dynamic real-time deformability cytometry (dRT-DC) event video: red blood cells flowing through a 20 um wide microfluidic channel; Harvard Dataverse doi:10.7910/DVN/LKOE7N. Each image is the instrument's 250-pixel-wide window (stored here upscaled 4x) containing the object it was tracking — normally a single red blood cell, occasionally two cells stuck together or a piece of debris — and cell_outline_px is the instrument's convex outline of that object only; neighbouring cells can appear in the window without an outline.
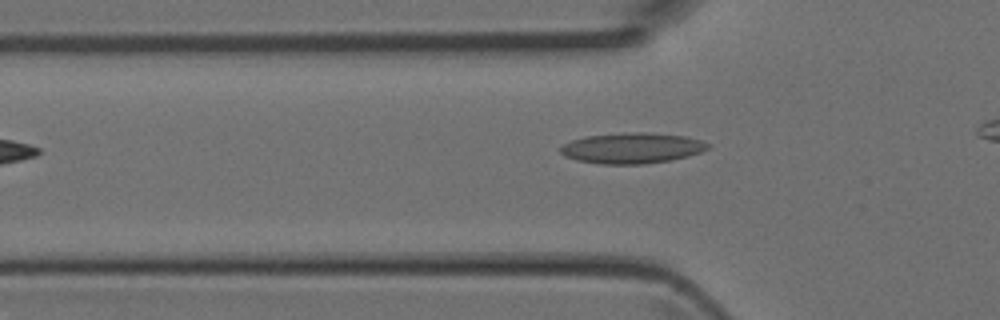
{"species": "Egyptian fruit bat (a non-hibernating species)", "species_latin": "Rousettus aegyptiacus", "temperature_condition": "room temperature", "stored_images_in_passage": 5, "camera_frame_rate_fps": 3000, "um_per_image_px": 0.085, "animal": {"sex": "female"}, "frame": {"image": 1, "passage_image": 3, "time_ms": 0.667, "image_size_px": [1000, 320], "cell_outline_px": [[712, 144], [708, 148], [700, 152], [688, 156], [672, 160], [644, 164], [600, 164], [576, 160], [564, 156], [560, 152], [560, 148], [564, 144], [572, 140], [584, 136], [632, 132], [648, 132], [684, 136], [700, 140]], "centroid_in_image_um": [53.72, 12.59], "position_along_channel_um": 72.1, "area_um2": 26.41}}
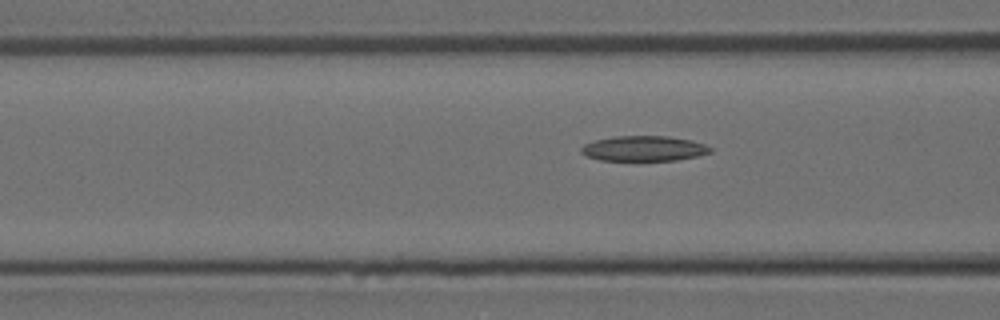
{"frame": {"image": 2, "passage_image": 5, "time_ms": 1.333, "image_size_px": [1000, 320], "cell_outline_px": [[712, 152], [696, 156], [676, 160], [600, 160], [588, 156], [580, 152], [580, 148], [584, 144], [596, 140], [612, 136], [668, 136], [692, 140], [704, 144], [712, 148]], "centroid_in_image_um": [54.73, 12.61], "position_along_channel_um": 111.9, "area_um2": 18.9}}